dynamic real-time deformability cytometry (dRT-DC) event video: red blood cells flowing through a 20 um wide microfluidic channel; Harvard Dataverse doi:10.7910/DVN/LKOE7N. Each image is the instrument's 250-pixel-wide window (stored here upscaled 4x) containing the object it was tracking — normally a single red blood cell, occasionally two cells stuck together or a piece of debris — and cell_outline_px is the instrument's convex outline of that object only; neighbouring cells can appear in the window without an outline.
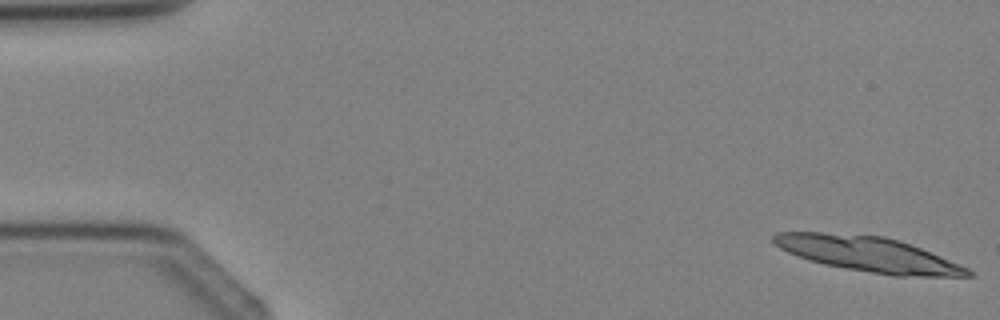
{"species": "Egyptian fruit bat (a non-hibernating species)", "species_latin": "Rousettus aegyptiacus", "temperature_condition": "cold", "stored_images_in_passage": 5, "camera_frame_rate_fps": 3000, "um_per_image_px": 0.085, "animal": {"sex": "female"}, "frame": {"image": 1, "passage_image": 1, "time_ms": 0.0, "image_size_px": [1000, 320], "cell_outline_px": [[976, 276], [896, 276], [824, 264], [808, 260], [788, 252], [780, 248], [772, 240], [772, 236], [776, 232], [820, 232], [884, 236], [920, 248], [968, 268]], "centroid_in_image_um": [73.77, 21.6], "position_along_channel_um": 11.2, "area_um2": 38.96}}
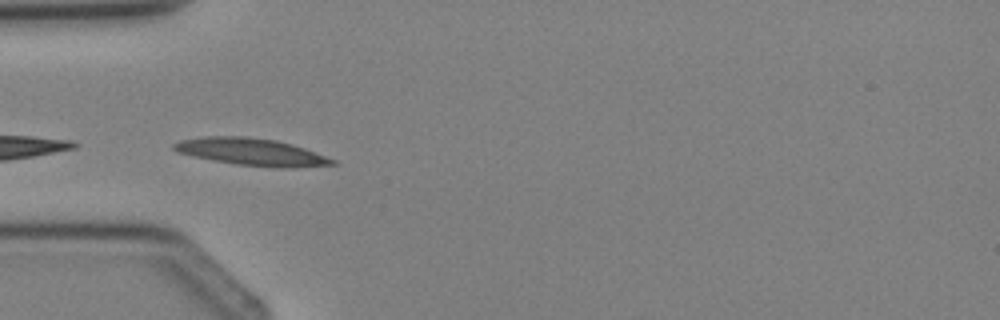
{"frame": {"image": 2, "passage_image": 4, "time_ms": 3.667, "image_size_px": [1000, 320], "cell_outline_px": [[336, 164], [292, 168], [284, 168], [236, 164], [212, 160], [176, 152], [172, 148], [172, 144], [180, 140], [204, 136], [244, 136], [276, 140], [292, 144], [304, 148], [336, 160]], "centroid_in_image_um": [21.35, 12.9], "position_along_channel_um": 63.7, "area_um2": 25.03}}
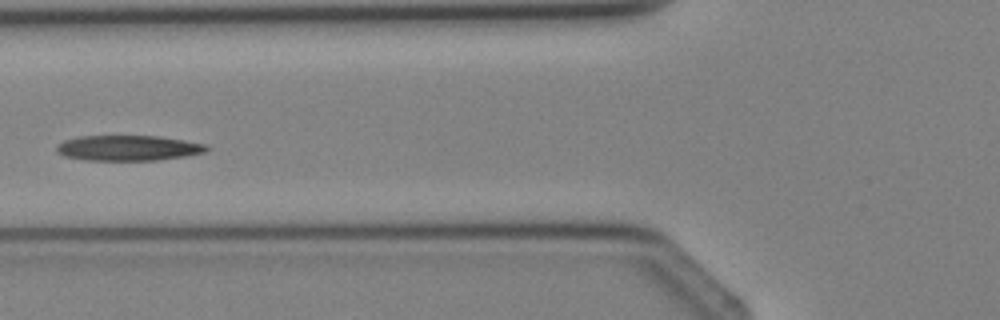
{"frame": {"image": 3, "passage_image": 5, "time_ms": 4.667, "image_size_px": [1000, 320], "cell_outline_px": [[212, 148], [204, 152], [184, 156], [156, 160], [84, 160], [64, 156], [56, 152], [56, 144], [64, 140], [80, 136], [160, 136], [208, 144]], "centroid_in_image_um": [10.89, 12.57], "position_along_channel_um": 114.9, "area_um2": 22.31}}